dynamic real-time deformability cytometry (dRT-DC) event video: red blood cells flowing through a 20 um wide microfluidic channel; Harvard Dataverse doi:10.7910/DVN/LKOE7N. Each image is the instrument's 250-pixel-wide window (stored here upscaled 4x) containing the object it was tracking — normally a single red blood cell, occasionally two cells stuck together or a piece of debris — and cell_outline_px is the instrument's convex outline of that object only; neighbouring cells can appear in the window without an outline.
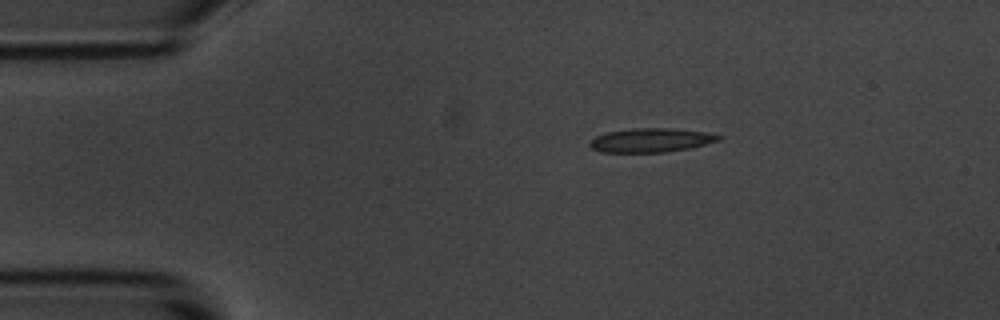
{"species": "common noctule bat (a hibernating species)", "species_latin": "Nyctalus noctula", "temperature_condition": "room temperature", "stored_images_in_passage": 4, "camera_frame_rate_fps": 3000, "um_per_image_px": 0.085, "animal": {"sex": "male", "body_mass_g": 20.1, "forearm_length_mm": 53.5}, "frame": {"image": 1, "passage_image": 1, "time_ms": 0.0, "image_size_px": [1000, 320], "cell_outline_px": [[724, 136], [720, 140], [688, 148], [664, 152], [600, 152], [592, 148], [588, 144], [596, 136], [608, 132], [632, 128], [668, 128], [704, 132]], "centroid_in_image_um": [55.31, 11.91], "position_along_channel_um": 29.7, "area_um2": 17.74}}
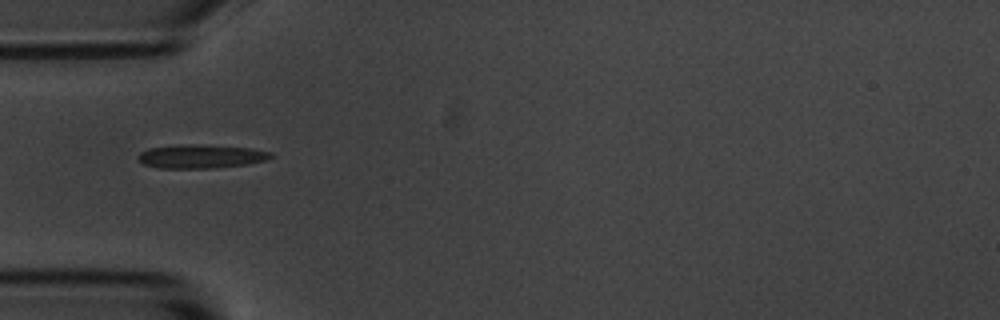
{"frame": {"image": 2, "passage_image": 3, "time_ms": 2.333, "image_size_px": [1000, 320], "cell_outline_px": [[272, 156], [268, 160], [248, 164], [216, 168], [156, 168], [144, 164], [136, 160], [136, 156], [140, 152], [148, 148], [184, 144], [196, 144], [252, 148], [272, 152]], "centroid_in_image_um": [17.06, 13.29], "position_along_channel_um": 67.9, "area_um2": 18.61}}